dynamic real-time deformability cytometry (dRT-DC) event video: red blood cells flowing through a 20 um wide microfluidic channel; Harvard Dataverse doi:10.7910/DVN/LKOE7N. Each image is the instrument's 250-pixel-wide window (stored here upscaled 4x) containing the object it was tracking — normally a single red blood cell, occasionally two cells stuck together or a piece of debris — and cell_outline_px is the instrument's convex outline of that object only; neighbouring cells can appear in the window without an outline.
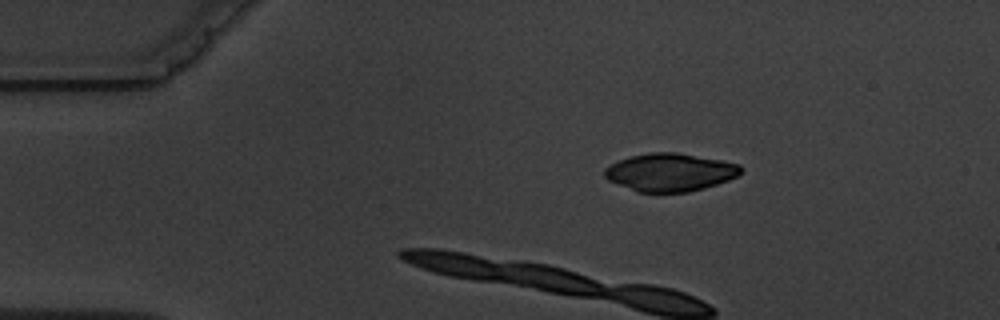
{"species": "common noctule bat (a hibernating species)", "species_latin": "Nyctalus noctula", "temperature_condition": "warm", "stored_images_in_passage": 3, "camera_frame_rate_fps": 3000, "um_per_image_px": 0.085, "animal": {"sex": "male", "body_mass_g": 19.5, "forearm_length_mm": 54.6}, "frame": {"image": 1, "passage_image": 1, "time_ms": 0.0, "image_size_px": [1000, 320], "cell_outline_px": [[744, 172], [740, 176], [704, 188], [688, 192], [636, 192], [608, 180], [604, 176], [604, 168], [620, 160], [632, 156], [648, 152], [676, 152], [720, 160], [740, 164], [744, 168]], "centroid_in_image_um": [56.99, 14.65], "position_along_channel_um": 28.0, "area_um2": 30.23}}